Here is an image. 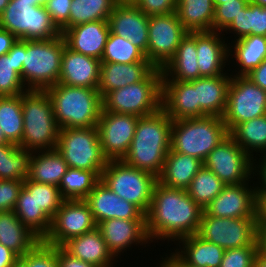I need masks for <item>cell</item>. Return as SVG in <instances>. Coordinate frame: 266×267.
I'll list each match as a JSON object with an SVG mask.
<instances>
[{"label": "cell", "mask_w": 266, "mask_h": 267, "mask_svg": "<svg viewBox=\"0 0 266 267\" xmlns=\"http://www.w3.org/2000/svg\"><path fill=\"white\" fill-rule=\"evenodd\" d=\"M202 213L203 209L185 189L169 188L157 182L145 215L151 243H175L182 237L197 234Z\"/></svg>", "instance_id": "6da1fadb"}, {"label": "cell", "mask_w": 266, "mask_h": 267, "mask_svg": "<svg viewBox=\"0 0 266 267\" xmlns=\"http://www.w3.org/2000/svg\"><path fill=\"white\" fill-rule=\"evenodd\" d=\"M173 120L162 110L140 117L123 161L159 178L170 151Z\"/></svg>", "instance_id": "7a4b0ae2"}, {"label": "cell", "mask_w": 266, "mask_h": 267, "mask_svg": "<svg viewBox=\"0 0 266 267\" xmlns=\"http://www.w3.org/2000/svg\"><path fill=\"white\" fill-rule=\"evenodd\" d=\"M53 103L59 128H88L97 126L103 109L97 88L72 87L58 83L46 89Z\"/></svg>", "instance_id": "3957f363"}, {"label": "cell", "mask_w": 266, "mask_h": 267, "mask_svg": "<svg viewBox=\"0 0 266 267\" xmlns=\"http://www.w3.org/2000/svg\"><path fill=\"white\" fill-rule=\"evenodd\" d=\"M22 111L24 126L19 146L32 152L56 149L60 128L46 90L24 92Z\"/></svg>", "instance_id": "277c9868"}, {"label": "cell", "mask_w": 266, "mask_h": 267, "mask_svg": "<svg viewBox=\"0 0 266 267\" xmlns=\"http://www.w3.org/2000/svg\"><path fill=\"white\" fill-rule=\"evenodd\" d=\"M65 46L62 34L54 39L23 40L22 81L27 90L58 84Z\"/></svg>", "instance_id": "5b68a950"}, {"label": "cell", "mask_w": 266, "mask_h": 267, "mask_svg": "<svg viewBox=\"0 0 266 267\" xmlns=\"http://www.w3.org/2000/svg\"><path fill=\"white\" fill-rule=\"evenodd\" d=\"M228 135L222 117L205 116L174 120L171 126L170 148L204 161Z\"/></svg>", "instance_id": "8992f818"}, {"label": "cell", "mask_w": 266, "mask_h": 267, "mask_svg": "<svg viewBox=\"0 0 266 267\" xmlns=\"http://www.w3.org/2000/svg\"><path fill=\"white\" fill-rule=\"evenodd\" d=\"M161 98L162 70L155 68L144 80L108 92L102 111L143 117L161 109Z\"/></svg>", "instance_id": "52a82bcc"}, {"label": "cell", "mask_w": 266, "mask_h": 267, "mask_svg": "<svg viewBox=\"0 0 266 267\" xmlns=\"http://www.w3.org/2000/svg\"><path fill=\"white\" fill-rule=\"evenodd\" d=\"M0 27L20 40H47L61 35L45 6L33 0H10L0 15Z\"/></svg>", "instance_id": "ba28073f"}, {"label": "cell", "mask_w": 266, "mask_h": 267, "mask_svg": "<svg viewBox=\"0 0 266 267\" xmlns=\"http://www.w3.org/2000/svg\"><path fill=\"white\" fill-rule=\"evenodd\" d=\"M56 149L69 168L95 171L100 177L109 161L103 154L96 126L60 128Z\"/></svg>", "instance_id": "9c48e42d"}, {"label": "cell", "mask_w": 266, "mask_h": 267, "mask_svg": "<svg viewBox=\"0 0 266 267\" xmlns=\"http://www.w3.org/2000/svg\"><path fill=\"white\" fill-rule=\"evenodd\" d=\"M101 180L116 195L147 214L158 178L126 164L123 160H110L102 171Z\"/></svg>", "instance_id": "30bf717a"}, {"label": "cell", "mask_w": 266, "mask_h": 267, "mask_svg": "<svg viewBox=\"0 0 266 267\" xmlns=\"http://www.w3.org/2000/svg\"><path fill=\"white\" fill-rule=\"evenodd\" d=\"M204 240L224 250L245 246H258L257 217L220 218L209 216L204 210L197 233Z\"/></svg>", "instance_id": "8fae6325"}, {"label": "cell", "mask_w": 266, "mask_h": 267, "mask_svg": "<svg viewBox=\"0 0 266 267\" xmlns=\"http://www.w3.org/2000/svg\"><path fill=\"white\" fill-rule=\"evenodd\" d=\"M266 115V91L246 76H232L223 122L230 133L238 124Z\"/></svg>", "instance_id": "7c38bea8"}, {"label": "cell", "mask_w": 266, "mask_h": 267, "mask_svg": "<svg viewBox=\"0 0 266 267\" xmlns=\"http://www.w3.org/2000/svg\"><path fill=\"white\" fill-rule=\"evenodd\" d=\"M203 166L225 185H238L253 180V158L230 135L207 155Z\"/></svg>", "instance_id": "4fadbf2b"}, {"label": "cell", "mask_w": 266, "mask_h": 267, "mask_svg": "<svg viewBox=\"0 0 266 267\" xmlns=\"http://www.w3.org/2000/svg\"><path fill=\"white\" fill-rule=\"evenodd\" d=\"M187 33L176 12L149 16L146 58L155 68L162 69Z\"/></svg>", "instance_id": "5bb4252c"}, {"label": "cell", "mask_w": 266, "mask_h": 267, "mask_svg": "<svg viewBox=\"0 0 266 267\" xmlns=\"http://www.w3.org/2000/svg\"><path fill=\"white\" fill-rule=\"evenodd\" d=\"M97 227L90 207L84 200H64L51 220L49 233L42 240L52 246H62L71 238Z\"/></svg>", "instance_id": "9a60e30c"}, {"label": "cell", "mask_w": 266, "mask_h": 267, "mask_svg": "<svg viewBox=\"0 0 266 267\" xmlns=\"http://www.w3.org/2000/svg\"><path fill=\"white\" fill-rule=\"evenodd\" d=\"M140 117L102 111L97 123L103 154L110 160H123L127 155Z\"/></svg>", "instance_id": "2e32d148"}, {"label": "cell", "mask_w": 266, "mask_h": 267, "mask_svg": "<svg viewBox=\"0 0 266 267\" xmlns=\"http://www.w3.org/2000/svg\"><path fill=\"white\" fill-rule=\"evenodd\" d=\"M109 252L122 262L123 254L135 245L149 247L151 240L146 231V219H107L97 225ZM123 256V257H121Z\"/></svg>", "instance_id": "e0dca14e"}, {"label": "cell", "mask_w": 266, "mask_h": 267, "mask_svg": "<svg viewBox=\"0 0 266 267\" xmlns=\"http://www.w3.org/2000/svg\"><path fill=\"white\" fill-rule=\"evenodd\" d=\"M254 182L253 179L238 185H225L204 211L220 218L257 217L258 196Z\"/></svg>", "instance_id": "ac0fdd59"}, {"label": "cell", "mask_w": 266, "mask_h": 267, "mask_svg": "<svg viewBox=\"0 0 266 267\" xmlns=\"http://www.w3.org/2000/svg\"><path fill=\"white\" fill-rule=\"evenodd\" d=\"M84 201L90 207L95 223L107 219H146L145 214L134 204L116 195L100 180Z\"/></svg>", "instance_id": "d6986e66"}, {"label": "cell", "mask_w": 266, "mask_h": 267, "mask_svg": "<svg viewBox=\"0 0 266 267\" xmlns=\"http://www.w3.org/2000/svg\"><path fill=\"white\" fill-rule=\"evenodd\" d=\"M225 36L227 35L217 31L196 32L199 78L230 72L229 44L226 43Z\"/></svg>", "instance_id": "ffe728a7"}, {"label": "cell", "mask_w": 266, "mask_h": 267, "mask_svg": "<svg viewBox=\"0 0 266 267\" xmlns=\"http://www.w3.org/2000/svg\"><path fill=\"white\" fill-rule=\"evenodd\" d=\"M110 32L128 39L146 56L149 16L134 4H117L108 19Z\"/></svg>", "instance_id": "44dd1931"}, {"label": "cell", "mask_w": 266, "mask_h": 267, "mask_svg": "<svg viewBox=\"0 0 266 267\" xmlns=\"http://www.w3.org/2000/svg\"><path fill=\"white\" fill-rule=\"evenodd\" d=\"M109 34L108 20H101L70 27L62 36L72 51L101 60Z\"/></svg>", "instance_id": "7402d4cb"}, {"label": "cell", "mask_w": 266, "mask_h": 267, "mask_svg": "<svg viewBox=\"0 0 266 267\" xmlns=\"http://www.w3.org/2000/svg\"><path fill=\"white\" fill-rule=\"evenodd\" d=\"M101 60L72 51L62 53L59 82L72 87L98 88Z\"/></svg>", "instance_id": "603a6c76"}, {"label": "cell", "mask_w": 266, "mask_h": 267, "mask_svg": "<svg viewBox=\"0 0 266 267\" xmlns=\"http://www.w3.org/2000/svg\"><path fill=\"white\" fill-rule=\"evenodd\" d=\"M230 73L189 81L197 90V118L223 117L227 106Z\"/></svg>", "instance_id": "cb8c5ba5"}, {"label": "cell", "mask_w": 266, "mask_h": 267, "mask_svg": "<svg viewBox=\"0 0 266 267\" xmlns=\"http://www.w3.org/2000/svg\"><path fill=\"white\" fill-rule=\"evenodd\" d=\"M161 109L173 121L197 118V90L189 81H162Z\"/></svg>", "instance_id": "d4e9b609"}, {"label": "cell", "mask_w": 266, "mask_h": 267, "mask_svg": "<svg viewBox=\"0 0 266 267\" xmlns=\"http://www.w3.org/2000/svg\"><path fill=\"white\" fill-rule=\"evenodd\" d=\"M61 247L73 257L96 267H117L118 261L109 252L97 227L90 232L71 238Z\"/></svg>", "instance_id": "484cf974"}, {"label": "cell", "mask_w": 266, "mask_h": 267, "mask_svg": "<svg viewBox=\"0 0 266 267\" xmlns=\"http://www.w3.org/2000/svg\"><path fill=\"white\" fill-rule=\"evenodd\" d=\"M173 244L177 248L173 247L168 251L172 250L183 263L192 267H220L225 251L220 246L204 240L198 234L182 237L171 245Z\"/></svg>", "instance_id": "4316f807"}, {"label": "cell", "mask_w": 266, "mask_h": 267, "mask_svg": "<svg viewBox=\"0 0 266 267\" xmlns=\"http://www.w3.org/2000/svg\"><path fill=\"white\" fill-rule=\"evenodd\" d=\"M154 69L150 62L101 63L97 90L103 98L108 92L144 80Z\"/></svg>", "instance_id": "83f0119b"}, {"label": "cell", "mask_w": 266, "mask_h": 267, "mask_svg": "<svg viewBox=\"0 0 266 267\" xmlns=\"http://www.w3.org/2000/svg\"><path fill=\"white\" fill-rule=\"evenodd\" d=\"M162 81H192L199 78L196 32H188L175 55L161 69Z\"/></svg>", "instance_id": "f1b7e54d"}, {"label": "cell", "mask_w": 266, "mask_h": 267, "mask_svg": "<svg viewBox=\"0 0 266 267\" xmlns=\"http://www.w3.org/2000/svg\"><path fill=\"white\" fill-rule=\"evenodd\" d=\"M265 59H266L265 36H259V35L245 36L229 44V61H231L229 62V67L235 68L233 70L229 68V71H231L230 72L231 76H246L253 69L258 67Z\"/></svg>", "instance_id": "f546056e"}, {"label": "cell", "mask_w": 266, "mask_h": 267, "mask_svg": "<svg viewBox=\"0 0 266 267\" xmlns=\"http://www.w3.org/2000/svg\"><path fill=\"white\" fill-rule=\"evenodd\" d=\"M13 212L41 240L49 233L52 219L36 204L34 181H23Z\"/></svg>", "instance_id": "4dcf8cb0"}, {"label": "cell", "mask_w": 266, "mask_h": 267, "mask_svg": "<svg viewBox=\"0 0 266 267\" xmlns=\"http://www.w3.org/2000/svg\"><path fill=\"white\" fill-rule=\"evenodd\" d=\"M202 166L203 161L200 159L170 148L158 182L165 187L186 190Z\"/></svg>", "instance_id": "1f68e13d"}, {"label": "cell", "mask_w": 266, "mask_h": 267, "mask_svg": "<svg viewBox=\"0 0 266 267\" xmlns=\"http://www.w3.org/2000/svg\"><path fill=\"white\" fill-rule=\"evenodd\" d=\"M40 241L41 239L27 228L13 211L0 212V244L21 257Z\"/></svg>", "instance_id": "d6a6232c"}, {"label": "cell", "mask_w": 266, "mask_h": 267, "mask_svg": "<svg viewBox=\"0 0 266 267\" xmlns=\"http://www.w3.org/2000/svg\"><path fill=\"white\" fill-rule=\"evenodd\" d=\"M23 40L0 57V97L17 96L27 91L22 81Z\"/></svg>", "instance_id": "836d02e7"}, {"label": "cell", "mask_w": 266, "mask_h": 267, "mask_svg": "<svg viewBox=\"0 0 266 267\" xmlns=\"http://www.w3.org/2000/svg\"><path fill=\"white\" fill-rule=\"evenodd\" d=\"M68 168L57 149L32 152L28 179L58 187Z\"/></svg>", "instance_id": "e575fe53"}, {"label": "cell", "mask_w": 266, "mask_h": 267, "mask_svg": "<svg viewBox=\"0 0 266 267\" xmlns=\"http://www.w3.org/2000/svg\"><path fill=\"white\" fill-rule=\"evenodd\" d=\"M213 0H177L176 13L188 32L213 31Z\"/></svg>", "instance_id": "d590c367"}, {"label": "cell", "mask_w": 266, "mask_h": 267, "mask_svg": "<svg viewBox=\"0 0 266 267\" xmlns=\"http://www.w3.org/2000/svg\"><path fill=\"white\" fill-rule=\"evenodd\" d=\"M222 33L230 35V38L229 36L224 37L225 39L227 38L228 44H230L228 39L234 42L250 35L266 37V7L249 2Z\"/></svg>", "instance_id": "8d00e7d4"}, {"label": "cell", "mask_w": 266, "mask_h": 267, "mask_svg": "<svg viewBox=\"0 0 266 267\" xmlns=\"http://www.w3.org/2000/svg\"><path fill=\"white\" fill-rule=\"evenodd\" d=\"M229 135L252 158L266 154V115L238 124Z\"/></svg>", "instance_id": "74e56055"}, {"label": "cell", "mask_w": 266, "mask_h": 267, "mask_svg": "<svg viewBox=\"0 0 266 267\" xmlns=\"http://www.w3.org/2000/svg\"><path fill=\"white\" fill-rule=\"evenodd\" d=\"M32 151L13 143L0 144V180L25 181Z\"/></svg>", "instance_id": "f35d334b"}, {"label": "cell", "mask_w": 266, "mask_h": 267, "mask_svg": "<svg viewBox=\"0 0 266 267\" xmlns=\"http://www.w3.org/2000/svg\"><path fill=\"white\" fill-rule=\"evenodd\" d=\"M22 94L0 97V129L5 139L19 145L23 135Z\"/></svg>", "instance_id": "ab89813d"}, {"label": "cell", "mask_w": 266, "mask_h": 267, "mask_svg": "<svg viewBox=\"0 0 266 267\" xmlns=\"http://www.w3.org/2000/svg\"><path fill=\"white\" fill-rule=\"evenodd\" d=\"M100 180L95 171L68 168L58 188L64 200H84Z\"/></svg>", "instance_id": "60d3db41"}, {"label": "cell", "mask_w": 266, "mask_h": 267, "mask_svg": "<svg viewBox=\"0 0 266 267\" xmlns=\"http://www.w3.org/2000/svg\"><path fill=\"white\" fill-rule=\"evenodd\" d=\"M116 5L115 0H72L69 28L91 21L108 20Z\"/></svg>", "instance_id": "b9f144b4"}, {"label": "cell", "mask_w": 266, "mask_h": 267, "mask_svg": "<svg viewBox=\"0 0 266 267\" xmlns=\"http://www.w3.org/2000/svg\"><path fill=\"white\" fill-rule=\"evenodd\" d=\"M225 184L208 168L202 166L186 189L188 195L204 210L222 191Z\"/></svg>", "instance_id": "7bdbcfd3"}, {"label": "cell", "mask_w": 266, "mask_h": 267, "mask_svg": "<svg viewBox=\"0 0 266 267\" xmlns=\"http://www.w3.org/2000/svg\"><path fill=\"white\" fill-rule=\"evenodd\" d=\"M135 62H149L145 54L128 39L110 32L101 63L130 64Z\"/></svg>", "instance_id": "ee69618b"}, {"label": "cell", "mask_w": 266, "mask_h": 267, "mask_svg": "<svg viewBox=\"0 0 266 267\" xmlns=\"http://www.w3.org/2000/svg\"><path fill=\"white\" fill-rule=\"evenodd\" d=\"M214 18L213 31L223 32L237 17L241 10L248 4L249 0H213Z\"/></svg>", "instance_id": "f6af8a7d"}, {"label": "cell", "mask_w": 266, "mask_h": 267, "mask_svg": "<svg viewBox=\"0 0 266 267\" xmlns=\"http://www.w3.org/2000/svg\"><path fill=\"white\" fill-rule=\"evenodd\" d=\"M35 201L38 207L52 219L64 199L57 186L35 182Z\"/></svg>", "instance_id": "bcb514c9"}, {"label": "cell", "mask_w": 266, "mask_h": 267, "mask_svg": "<svg viewBox=\"0 0 266 267\" xmlns=\"http://www.w3.org/2000/svg\"><path fill=\"white\" fill-rule=\"evenodd\" d=\"M19 258L27 267H59L57 246L48 245L42 240L31 251Z\"/></svg>", "instance_id": "7dc6e473"}, {"label": "cell", "mask_w": 266, "mask_h": 267, "mask_svg": "<svg viewBox=\"0 0 266 267\" xmlns=\"http://www.w3.org/2000/svg\"><path fill=\"white\" fill-rule=\"evenodd\" d=\"M259 246L226 249L220 267H254Z\"/></svg>", "instance_id": "c3c4849f"}, {"label": "cell", "mask_w": 266, "mask_h": 267, "mask_svg": "<svg viewBox=\"0 0 266 267\" xmlns=\"http://www.w3.org/2000/svg\"><path fill=\"white\" fill-rule=\"evenodd\" d=\"M72 0H50L45 4L52 22L61 31V34L69 28V15Z\"/></svg>", "instance_id": "681fc988"}, {"label": "cell", "mask_w": 266, "mask_h": 267, "mask_svg": "<svg viewBox=\"0 0 266 267\" xmlns=\"http://www.w3.org/2000/svg\"><path fill=\"white\" fill-rule=\"evenodd\" d=\"M23 181L0 180V212L13 211Z\"/></svg>", "instance_id": "f907efd6"}, {"label": "cell", "mask_w": 266, "mask_h": 267, "mask_svg": "<svg viewBox=\"0 0 266 267\" xmlns=\"http://www.w3.org/2000/svg\"><path fill=\"white\" fill-rule=\"evenodd\" d=\"M177 0H137L134 4L147 16L176 12Z\"/></svg>", "instance_id": "816d5d0a"}, {"label": "cell", "mask_w": 266, "mask_h": 267, "mask_svg": "<svg viewBox=\"0 0 266 267\" xmlns=\"http://www.w3.org/2000/svg\"><path fill=\"white\" fill-rule=\"evenodd\" d=\"M258 157L253 158V179L258 180L255 182L257 192H266V154Z\"/></svg>", "instance_id": "f5cc1de1"}, {"label": "cell", "mask_w": 266, "mask_h": 267, "mask_svg": "<svg viewBox=\"0 0 266 267\" xmlns=\"http://www.w3.org/2000/svg\"><path fill=\"white\" fill-rule=\"evenodd\" d=\"M57 258L59 267H96L91 263L79 260L67 253L61 246H57Z\"/></svg>", "instance_id": "db71d44e"}, {"label": "cell", "mask_w": 266, "mask_h": 267, "mask_svg": "<svg viewBox=\"0 0 266 267\" xmlns=\"http://www.w3.org/2000/svg\"><path fill=\"white\" fill-rule=\"evenodd\" d=\"M246 77L266 91V59Z\"/></svg>", "instance_id": "11a10c76"}, {"label": "cell", "mask_w": 266, "mask_h": 267, "mask_svg": "<svg viewBox=\"0 0 266 267\" xmlns=\"http://www.w3.org/2000/svg\"><path fill=\"white\" fill-rule=\"evenodd\" d=\"M17 40L15 35L0 27V57L7 54Z\"/></svg>", "instance_id": "9f6ffc18"}, {"label": "cell", "mask_w": 266, "mask_h": 267, "mask_svg": "<svg viewBox=\"0 0 266 267\" xmlns=\"http://www.w3.org/2000/svg\"><path fill=\"white\" fill-rule=\"evenodd\" d=\"M19 256L11 249L0 244V267H12Z\"/></svg>", "instance_id": "6f0895ef"}, {"label": "cell", "mask_w": 266, "mask_h": 267, "mask_svg": "<svg viewBox=\"0 0 266 267\" xmlns=\"http://www.w3.org/2000/svg\"><path fill=\"white\" fill-rule=\"evenodd\" d=\"M164 255L158 260L162 267H192L183 263L172 251L169 254L165 252Z\"/></svg>", "instance_id": "680465c9"}, {"label": "cell", "mask_w": 266, "mask_h": 267, "mask_svg": "<svg viewBox=\"0 0 266 267\" xmlns=\"http://www.w3.org/2000/svg\"><path fill=\"white\" fill-rule=\"evenodd\" d=\"M257 223L266 224V192H257Z\"/></svg>", "instance_id": "91938a15"}, {"label": "cell", "mask_w": 266, "mask_h": 267, "mask_svg": "<svg viewBox=\"0 0 266 267\" xmlns=\"http://www.w3.org/2000/svg\"><path fill=\"white\" fill-rule=\"evenodd\" d=\"M257 240L259 250L266 254V224H258Z\"/></svg>", "instance_id": "94428289"}, {"label": "cell", "mask_w": 266, "mask_h": 267, "mask_svg": "<svg viewBox=\"0 0 266 267\" xmlns=\"http://www.w3.org/2000/svg\"><path fill=\"white\" fill-rule=\"evenodd\" d=\"M254 267H266V254L260 250L256 254Z\"/></svg>", "instance_id": "6125c7cd"}, {"label": "cell", "mask_w": 266, "mask_h": 267, "mask_svg": "<svg viewBox=\"0 0 266 267\" xmlns=\"http://www.w3.org/2000/svg\"><path fill=\"white\" fill-rule=\"evenodd\" d=\"M10 0H0V15L3 13V11L6 9V6Z\"/></svg>", "instance_id": "be15d7a7"}, {"label": "cell", "mask_w": 266, "mask_h": 267, "mask_svg": "<svg viewBox=\"0 0 266 267\" xmlns=\"http://www.w3.org/2000/svg\"><path fill=\"white\" fill-rule=\"evenodd\" d=\"M116 4H135L137 0H115Z\"/></svg>", "instance_id": "e7e4bbea"}, {"label": "cell", "mask_w": 266, "mask_h": 267, "mask_svg": "<svg viewBox=\"0 0 266 267\" xmlns=\"http://www.w3.org/2000/svg\"><path fill=\"white\" fill-rule=\"evenodd\" d=\"M250 3L266 7V0H249Z\"/></svg>", "instance_id": "03108f58"}, {"label": "cell", "mask_w": 266, "mask_h": 267, "mask_svg": "<svg viewBox=\"0 0 266 267\" xmlns=\"http://www.w3.org/2000/svg\"><path fill=\"white\" fill-rule=\"evenodd\" d=\"M12 267H27V265L19 258Z\"/></svg>", "instance_id": "003e7915"}, {"label": "cell", "mask_w": 266, "mask_h": 267, "mask_svg": "<svg viewBox=\"0 0 266 267\" xmlns=\"http://www.w3.org/2000/svg\"><path fill=\"white\" fill-rule=\"evenodd\" d=\"M7 143H9V142L5 139V137L2 133V130L0 129V144H7Z\"/></svg>", "instance_id": "a7ac6f4b"}, {"label": "cell", "mask_w": 266, "mask_h": 267, "mask_svg": "<svg viewBox=\"0 0 266 267\" xmlns=\"http://www.w3.org/2000/svg\"><path fill=\"white\" fill-rule=\"evenodd\" d=\"M33 1H37V5H45V4H47L50 0H33Z\"/></svg>", "instance_id": "89a4df30"}, {"label": "cell", "mask_w": 266, "mask_h": 267, "mask_svg": "<svg viewBox=\"0 0 266 267\" xmlns=\"http://www.w3.org/2000/svg\"><path fill=\"white\" fill-rule=\"evenodd\" d=\"M152 264H155L156 265V266L154 265V267H162V265H161V263L159 261L158 262H155V263H152ZM145 267H146V265H145ZM147 267H149V266H147ZM151 267H153V266H151Z\"/></svg>", "instance_id": "2644e50d"}]
</instances>
